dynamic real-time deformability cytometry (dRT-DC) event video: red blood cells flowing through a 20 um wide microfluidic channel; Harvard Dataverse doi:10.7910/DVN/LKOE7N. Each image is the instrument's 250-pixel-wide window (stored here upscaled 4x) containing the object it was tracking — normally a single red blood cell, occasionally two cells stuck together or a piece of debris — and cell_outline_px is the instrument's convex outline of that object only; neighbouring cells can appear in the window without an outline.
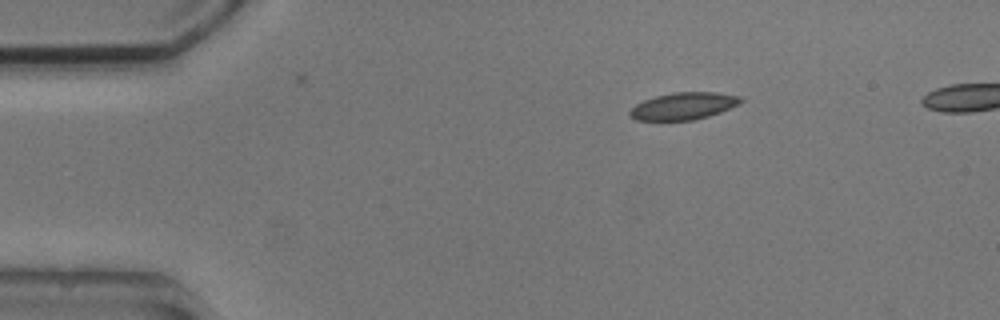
{"species": "common noctule bat (a hibernating species)", "species_latin": "Nyctalus noctula", "temperature_condition": "cold", "stored_images_in_passage": 2, "camera_frame_rate_fps": 3000, "um_per_image_px": 0.085, "animal": {"sex": "male", "body_mass_g": 20.5, "forearm_length_mm": 52.5}, "frame": {"image": 1, "passage_image": 2, "time_ms": 2.333, "image_size_px": [1000, 320], "cell_outline_px": [[744, 100], [740, 104], [720, 112], [708, 116], [692, 120], [636, 120], [628, 116], [628, 112], [636, 104], [644, 100], [656, 96], [672, 92], [716, 92], [740, 96]], "centroid_in_image_um": [58.1, 9.01], "position_along_channel_um": 26.9, "area_um2": 17.57}}